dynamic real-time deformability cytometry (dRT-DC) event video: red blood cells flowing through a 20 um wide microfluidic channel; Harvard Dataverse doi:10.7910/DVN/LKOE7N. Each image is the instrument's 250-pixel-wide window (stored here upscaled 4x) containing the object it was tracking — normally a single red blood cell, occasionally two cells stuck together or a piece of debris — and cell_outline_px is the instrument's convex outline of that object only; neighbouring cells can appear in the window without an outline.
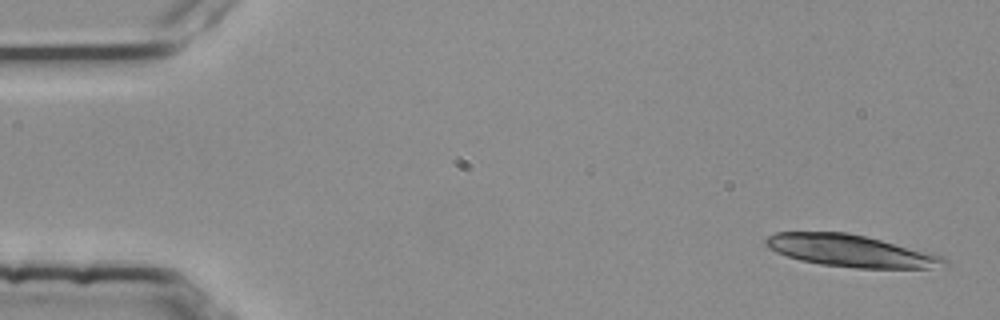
{"species": "common noctule bat (a hibernating species)", "species_latin": "Nyctalus noctula", "temperature_condition": "room temperature", "stored_images_in_passage": 4, "camera_frame_rate_fps": 3000, "um_per_image_px": 0.085, "animal": {"sex": "female", "body_mass_g": 25.1}, "frame": {"image": 1, "passage_image": 1, "time_ms": 0.0, "image_size_px": [1000, 320], "cell_outline_px": [[948, 268], [856, 268], [820, 264], [800, 260], [776, 252], [768, 248], [764, 244], [764, 240], [768, 236], [776, 232], [848, 232], [932, 252], [944, 256], [948, 260]], "centroid_in_image_um": [72.39, 21.33], "position_along_channel_um": 12.6, "area_um2": 33.7}}